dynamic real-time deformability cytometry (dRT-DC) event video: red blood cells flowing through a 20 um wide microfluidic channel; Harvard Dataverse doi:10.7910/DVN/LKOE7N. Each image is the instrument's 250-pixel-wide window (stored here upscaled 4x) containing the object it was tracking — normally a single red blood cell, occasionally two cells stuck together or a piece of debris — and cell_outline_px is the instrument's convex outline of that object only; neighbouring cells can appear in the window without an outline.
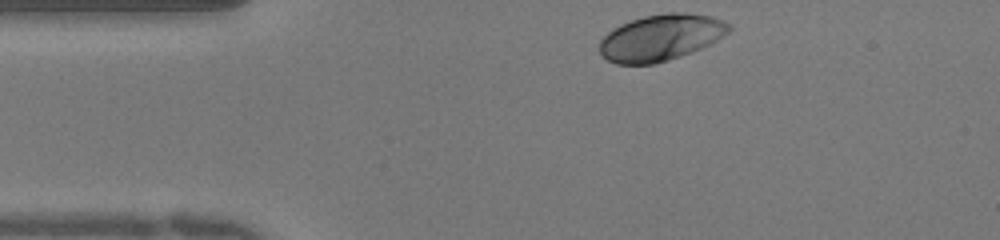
{"species": "human", "species_latin": "Homo sapiens", "temperature_condition": "warm", "stored_images_in_passage": 34, "camera_frame_rate_fps": 3000, "um_per_image_px": 0.085, "donor": {"sex": "female"}, "frame": {"image": 1, "passage_image": 1, "time_ms": 0.0, "image_size_px": [1000, 240], "cell_outline_px": [[732, 28], [728, 32], [716, 40], [700, 48], [680, 56], [668, 60], [652, 64], [616, 64], [608, 60], [600, 52], [600, 40], [608, 32], [620, 24], [644, 16], [668, 12], [684, 12], [712, 16], [732, 24]], "centroid_in_image_um": [56.18, 3.18], "position_along_channel_um": 28.8, "area_um2": 34.74}}
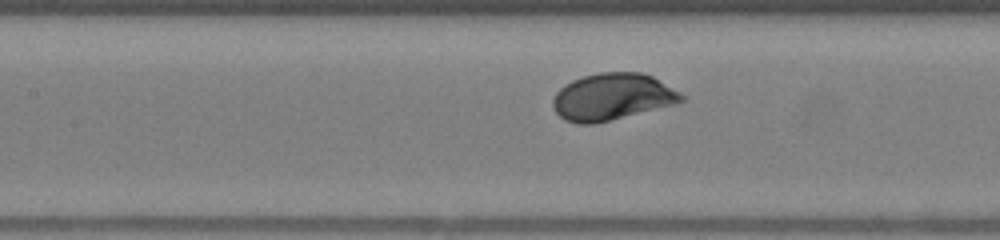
{"frame": {"image": 2, "passage_image": 14, "time_ms": 4.333, "image_size_px": [1000, 240], "cell_outline_px": [[684, 100], [680, 104], [592, 124], [576, 124], [564, 120], [552, 108], [552, 100], [556, 92], [564, 84], [572, 80], [584, 76], [600, 72], [640, 72], [652, 76], [680, 92], [684, 96]], "centroid_in_image_um": [52.05, 8.24], "position_along_channel_um": 155.4, "area_um2": 35.37}}
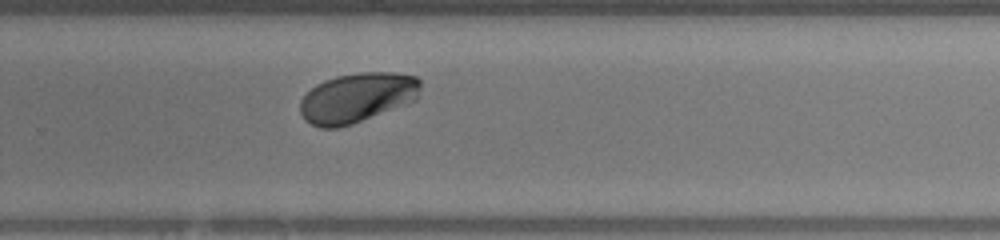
{"frame": {"image": 3, "passage_image": 25, "time_ms": 8.0, "image_size_px": [1000, 240], "cell_outline_px": [[420, 88], [416, 100], [352, 124], [336, 128], [320, 128], [304, 120], [300, 112], [300, 100], [316, 84], [324, 80], [336, 76], [360, 72], [396, 72], [416, 76], [420, 80]], "centroid_in_image_um": [30.35, 8.29], "position_along_channel_um": 299.5, "area_um2": 34.91}, "authors_computed_cell_mechanics": {"area_um2": 34.1887, "velocity_mm_per_s": 3.9481, "shape_relaxation_time_tau1_ms": 1.2619, "shape_relaxation_time_tau2_ms": null, "deformation_change_tau1": 0.1096, "deformation_change_tau2": null}}